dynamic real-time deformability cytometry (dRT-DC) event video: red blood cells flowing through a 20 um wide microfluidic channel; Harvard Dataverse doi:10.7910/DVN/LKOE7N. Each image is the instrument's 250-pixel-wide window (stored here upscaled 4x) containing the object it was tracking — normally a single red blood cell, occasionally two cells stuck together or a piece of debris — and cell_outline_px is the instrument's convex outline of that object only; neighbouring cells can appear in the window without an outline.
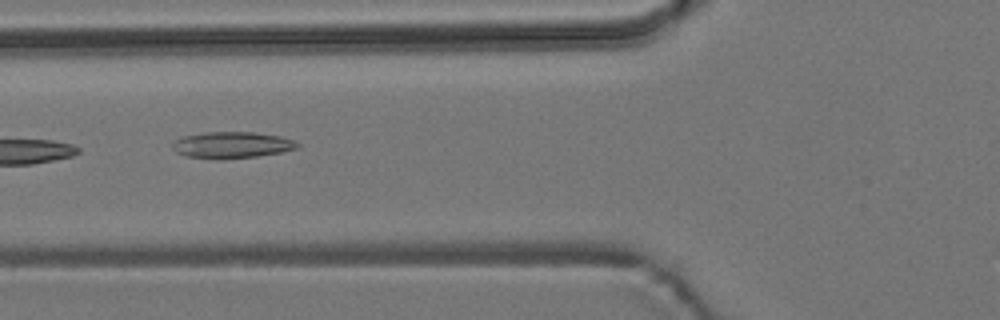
{"species": "common noctule bat (a hibernating species)", "species_latin": "Nyctalus noctula", "temperature_condition": "room temperature", "stored_images_in_passage": 8, "camera_frame_rate_fps": 3000, "um_per_image_px": 0.085, "animal": {"sex": "male", "body_mass_g": 19.2, "forearm_length_mm": 51.8}, "frame": {"image": 1, "passage_image": 6, "time_ms": 6.333, "image_size_px": [1000, 320], "cell_outline_px": [[300, 148], [280, 152], [256, 156], [184, 156], [176, 152], [172, 148], [172, 144], [180, 136], [204, 132], [252, 132], [280, 136], [292, 140], [300, 144]], "centroid_in_image_um": [19.72, 12.27], "position_along_channel_um": 106.1, "area_um2": 18.38}}
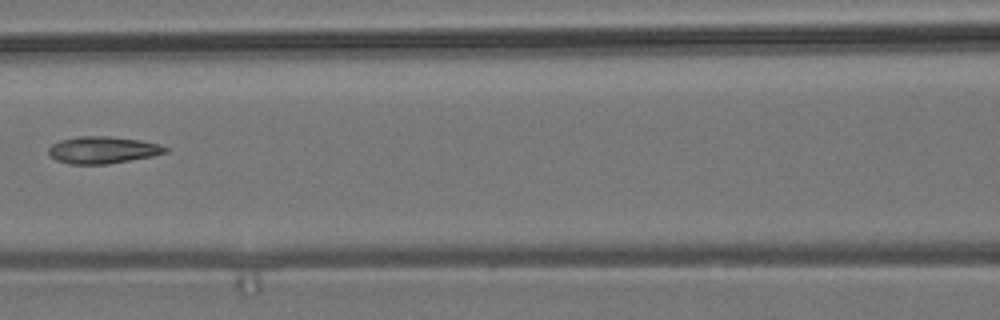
{"frame": {"image": 2, "passage_image": 7, "time_ms": 7.667, "image_size_px": [1000, 320], "cell_outline_px": [[168, 152], [152, 156], [108, 164], [68, 164], [56, 160], [48, 152], [48, 148], [52, 144], [60, 140], [80, 136], [108, 136], [140, 140], [160, 144], [168, 148]], "centroid_in_image_um": [8.73, 12.75], "position_along_channel_um": 157.9, "area_um2": 18.38}}
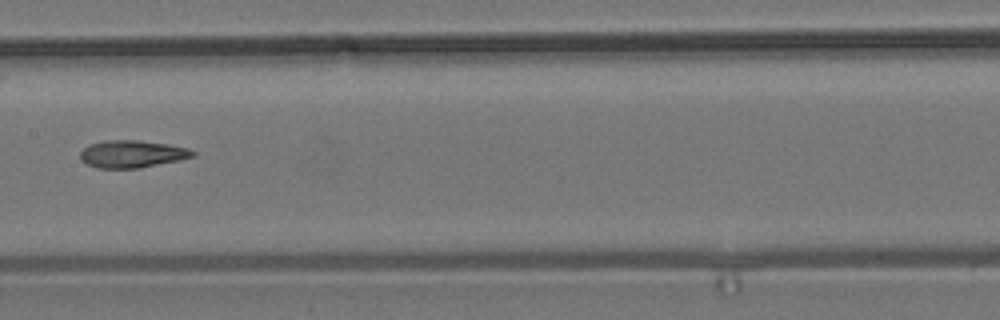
{"frame": {"image": 3, "passage_image": 8, "time_ms": 8.667, "image_size_px": [1000, 320], "cell_outline_px": [[196, 156], [180, 160], [140, 168], [96, 168], [84, 164], [80, 160], [80, 152], [88, 144], [104, 140], [136, 140], [168, 144], [188, 148], [196, 152]], "centroid_in_image_um": [11.2, 13.09], "position_along_channel_um": 196.2, "area_um2": 18.21}}